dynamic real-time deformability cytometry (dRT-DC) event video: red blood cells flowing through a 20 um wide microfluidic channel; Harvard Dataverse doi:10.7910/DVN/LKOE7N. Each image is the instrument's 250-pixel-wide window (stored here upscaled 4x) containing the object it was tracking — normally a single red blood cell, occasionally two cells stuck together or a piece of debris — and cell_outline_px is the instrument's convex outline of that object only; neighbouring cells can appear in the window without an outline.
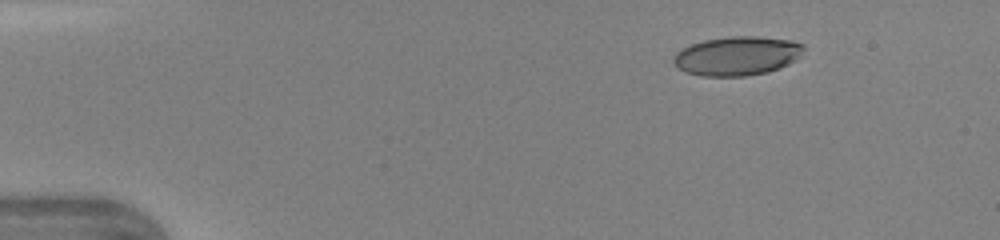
{"species": "human", "species_latin": "Homo sapiens", "temperature_condition": "warm", "stored_images_in_passage": 39, "camera_frame_rate_fps": 3000, "um_per_image_px": 0.085, "donor": {"sex": "female"}, "frame": {"image": 1, "passage_image": 1, "time_ms": 0.0, "image_size_px": [1000, 240], "cell_outline_px": [[804, 48], [800, 56], [796, 60], [780, 68], [768, 72], [744, 76], [700, 76], [688, 72], [680, 68], [672, 60], [676, 52], [692, 44], [704, 40], [732, 36], [760, 36], [792, 40], [804, 44]], "centroid_in_image_um": [62.7, 4.74], "position_along_channel_um": 22.3, "area_um2": 29.59}}
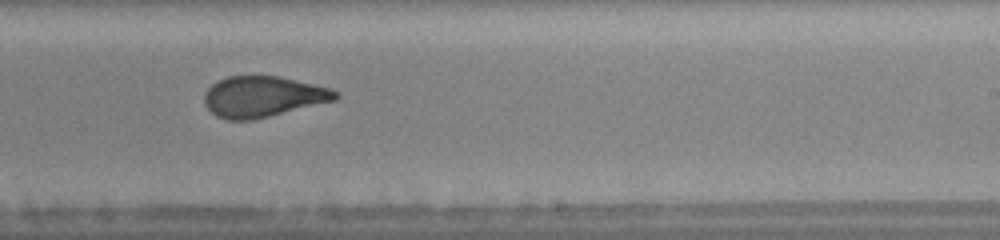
{"frame": {"image": 2, "passage_image": 23, "time_ms": 7.333, "image_size_px": [1000, 240], "cell_outline_px": [[340, 96], [336, 100], [252, 120], [228, 120], [216, 116], [204, 104], [204, 92], [212, 84], [228, 76], [280, 76], [328, 88], [336, 92]], "centroid_in_image_um": [22.31, 8.22], "position_along_channel_um": 266.7, "area_um2": 30.92}}
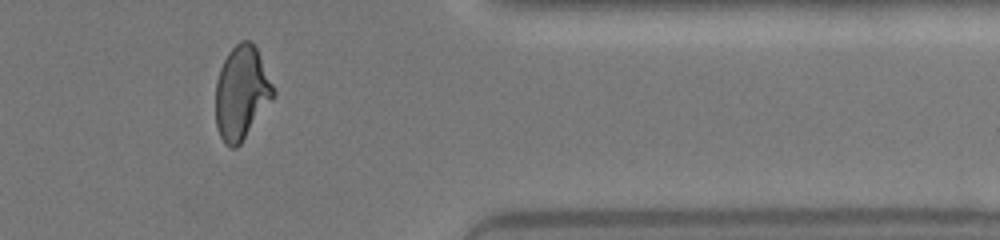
{"frame": {"image": 3, "passage_image": 32, "time_ms": 10.333, "image_size_px": [1000, 240], "cell_outline_px": [[276, 96], [240, 144], [236, 148], [232, 148], [224, 144], [220, 136], [216, 124], [216, 80], [220, 68], [228, 52], [240, 40], [248, 40], [256, 48], [276, 92]], "centroid_in_image_um": [20.53, 7.91], "position_along_channel_um": 390.9, "area_um2": 31.39}}